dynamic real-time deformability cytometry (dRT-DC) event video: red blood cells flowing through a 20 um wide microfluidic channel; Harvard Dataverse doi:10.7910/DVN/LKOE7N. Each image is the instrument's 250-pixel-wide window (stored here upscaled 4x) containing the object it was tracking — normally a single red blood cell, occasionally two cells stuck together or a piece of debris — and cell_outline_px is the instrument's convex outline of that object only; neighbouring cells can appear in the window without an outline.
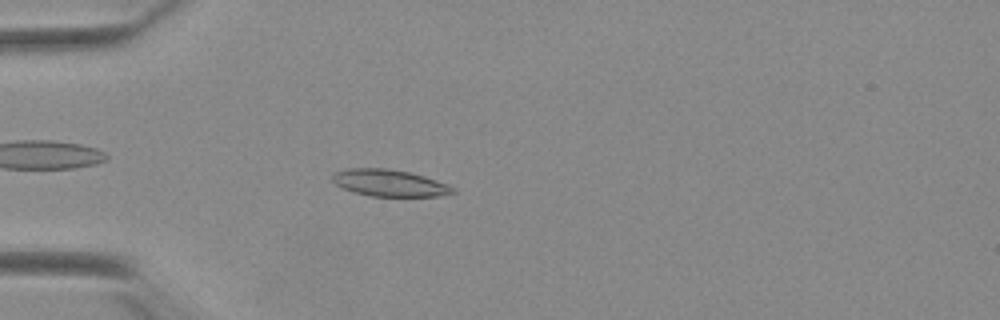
{"species": "Egyptian fruit bat (a non-hibernating species)", "species_latin": "Rousettus aegyptiacus", "temperature_condition": "warm", "stored_images_in_passage": 43, "camera_frame_rate_fps": 3000, "um_per_image_px": 0.085, "animal": {"sex": "female"}, "frame": {"image": 1, "passage_image": 15, "time_ms": 4.667, "image_size_px": [1000, 320], "cell_outline_px": [[456, 192], [436, 196], [372, 196], [356, 192], [344, 188], [336, 184], [332, 180], [332, 176], [336, 172], [348, 168], [388, 168], [408, 172], [424, 176], [448, 184], [456, 188]], "centroid_in_image_um": [33.13, 15.54], "position_along_channel_um": 51.9, "area_um2": 18.61}}
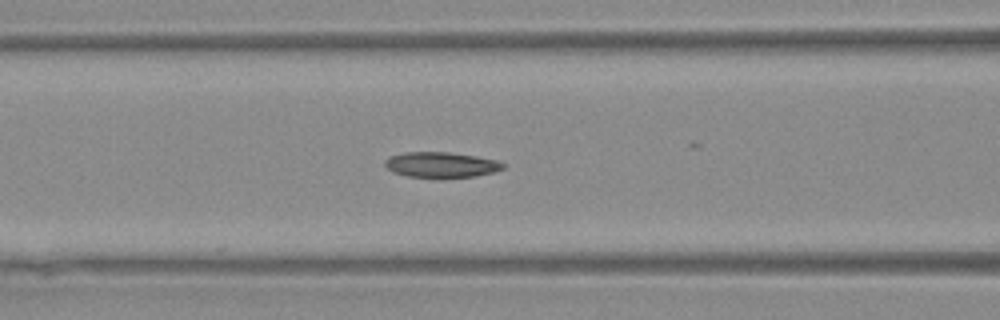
{"frame": {"image": 2, "passage_image": 22, "time_ms": 7.0, "image_size_px": [1000, 320], "cell_outline_px": [[504, 168], [492, 172], [476, 176], [444, 180], [408, 176], [392, 172], [384, 164], [384, 160], [388, 156], [404, 152], [448, 152], [476, 156], [496, 160], [504, 164]], "centroid_in_image_um": [37.46, 14.03], "position_along_channel_um": 129.1, "area_um2": 18.09}}
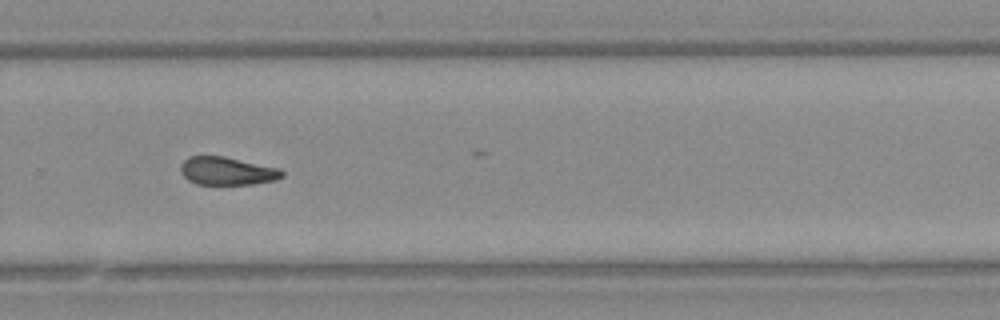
{"frame": {"image": 3, "passage_image": 36, "time_ms": 11.667, "image_size_px": [1000, 320], "cell_outline_px": [[284, 176], [276, 180], [252, 184], [196, 184], [188, 180], [180, 172], [180, 164], [188, 156], [224, 156], [280, 168], [284, 172]], "centroid_in_image_um": [19.3, 14.53], "position_along_channel_um": 310.5, "area_um2": 16.7}, "authors_computed_cell_mechanics": {"area_um2": 17.918, "velocity_mm_per_s": 3.8973, "shape_relaxation_time_tau1_ms": 8.2696, "shape_relaxation_time_tau2_ms": 2.9432, "deformation_change_tau1": 0.1962, "deformation_change_tau2": 0.0914}}